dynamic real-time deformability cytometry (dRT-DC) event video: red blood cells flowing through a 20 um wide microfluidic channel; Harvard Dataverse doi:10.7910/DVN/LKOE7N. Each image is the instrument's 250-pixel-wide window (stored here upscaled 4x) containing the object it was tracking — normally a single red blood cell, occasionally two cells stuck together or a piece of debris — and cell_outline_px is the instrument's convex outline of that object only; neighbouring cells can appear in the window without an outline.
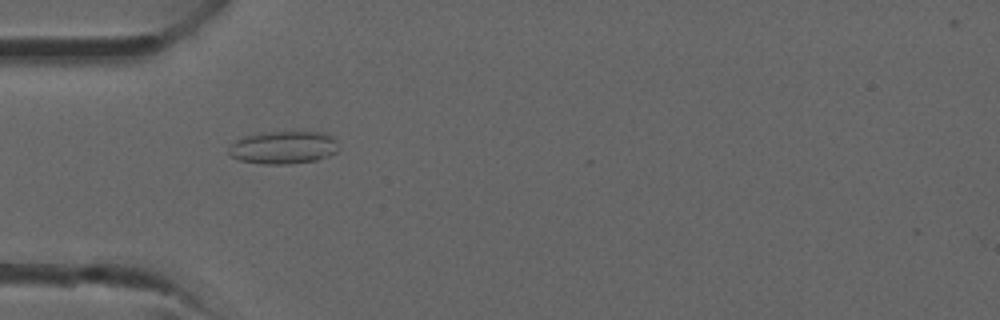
{"species": "common noctule bat (a hibernating species)", "species_latin": "Nyctalus noctula", "temperature_condition": "room temperature", "stored_images_in_passage": 28, "camera_frame_rate_fps": 3000, "um_per_image_px": 0.085, "animal": {"sex": "male", "forearm_length_mm": 52.5}, "frame": {"image": 1, "passage_image": 2, "time_ms": 0.333, "image_size_px": [1000, 320], "cell_outline_px": [[336, 152], [328, 156], [316, 160], [288, 164], [264, 164], [240, 160], [232, 156], [228, 152], [228, 148], [236, 140], [244, 136], [260, 132], [300, 128], [328, 132], [336, 136]], "centroid_in_image_um": [24.15, 12.46], "position_along_channel_um": 60.8, "area_um2": 22.08}}
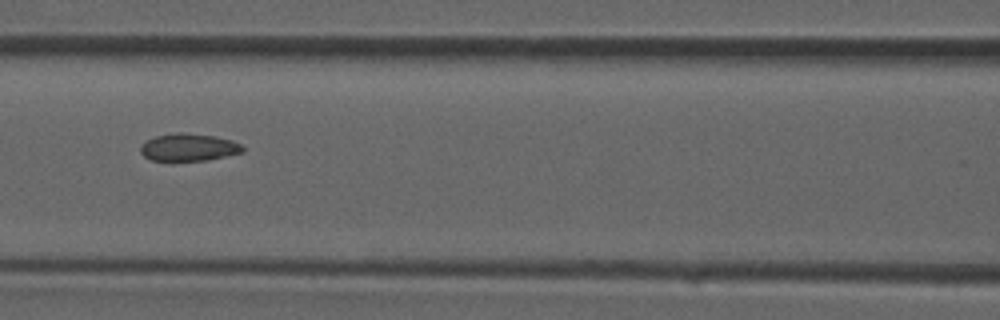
{"frame": {"image": 2, "passage_image": 7, "time_ms": 2.0, "image_size_px": [1000, 320], "cell_outline_px": [[244, 152], [208, 160], [152, 160], [144, 156], [140, 152], [140, 144], [156, 136], [176, 132], [180, 132], [216, 136], [232, 140], [240, 144], [244, 148]], "centroid_in_image_um": [16.05, 12.51], "position_along_channel_um": 150.6, "area_um2": 16.3}}
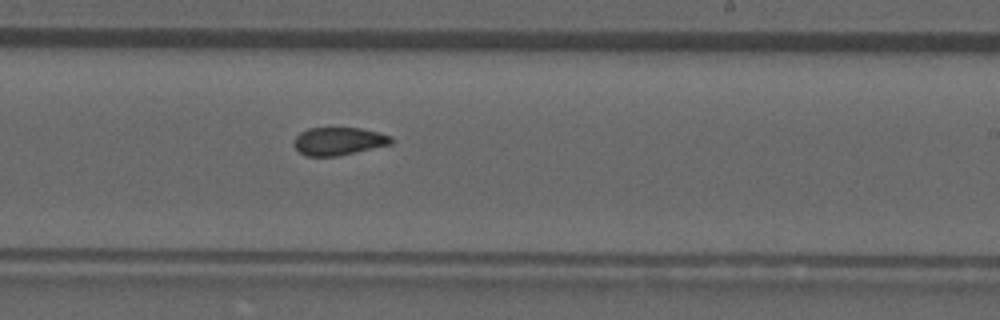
{"frame": {"image": 3, "passage_image": 13, "time_ms": 4.0, "image_size_px": [1000, 320], "cell_outline_px": [[392, 144], [336, 156], [308, 156], [300, 152], [292, 144], [296, 136], [300, 132], [308, 128], [360, 128], [380, 132], [392, 136]], "centroid_in_image_um": [28.78, 11.99], "position_along_channel_um": 260.2, "area_um2": 15.78}}